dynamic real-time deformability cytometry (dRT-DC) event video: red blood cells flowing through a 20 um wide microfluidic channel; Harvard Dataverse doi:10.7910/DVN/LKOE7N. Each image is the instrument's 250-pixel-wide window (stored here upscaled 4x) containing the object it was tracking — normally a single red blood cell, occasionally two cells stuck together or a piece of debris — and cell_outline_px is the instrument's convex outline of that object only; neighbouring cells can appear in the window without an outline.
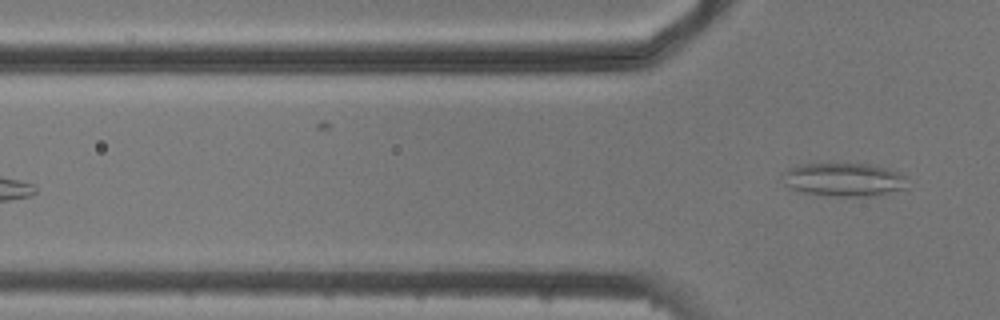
{"species": "common noctule bat (a hibernating species)", "species_latin": "Nyctalus noctula", "temperature_condition": "cold", "stored_images_in_passage": 3, "camera_frame_rate_fps": 3000, "um_per_image_px": 0.085, "animal": {"sex": "male", "body_mass_g": 20.5, "forearm_length_mm": 52.5}, "frame": {"image": 1, "passage_image": 3, "time_ms": 2.333, "image_size_px": [1000, 320], "cell_outline_px": [[908, 176], [904, 188], [876, 196], [836, 196], [804, 192], [788, 188], [780, 172], [788, 168], [800, 164], [868, 164], [884, 168]], "centroid_in_image_um": [71.69, 15.26], "position_along_channel_um": 54.1, "area_um2": 24.16}}